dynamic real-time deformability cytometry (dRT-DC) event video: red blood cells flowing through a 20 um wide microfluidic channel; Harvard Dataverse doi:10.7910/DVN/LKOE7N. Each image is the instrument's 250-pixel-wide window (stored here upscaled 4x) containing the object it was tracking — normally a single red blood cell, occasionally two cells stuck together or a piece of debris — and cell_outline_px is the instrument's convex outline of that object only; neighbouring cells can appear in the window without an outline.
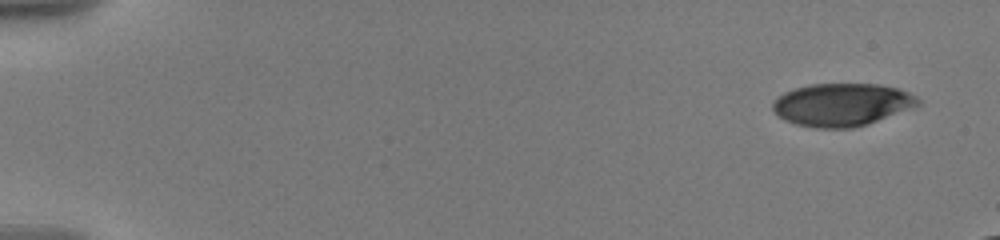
{"species": "human", "species_latin": "Homo sapiens", "temperature_condition": "warm", "stored_images_in_passage": 15, "camera_frame_rate_fps": 3000, "um_per_image_px": 0.085, "donor": {"sex": "male"}, "frame": {"image": 1, "passage_image": 1, "time_ms": 0.0, "image_size_px": [1000, 240], "cell_outline_px": [[920, 104], [868, 124], [852, 128], [816, 128], [796, 124], [784, 120], [772, 108], [772, 100], [784, 92], [808, 84], [876, 84], [896, 88], [908, 92], [916, 96], [920, 100]], "centroid_in_image_um": [71.52, 8.89], "position_along_channel_um": 13.5, "area_um2": 36.01}}
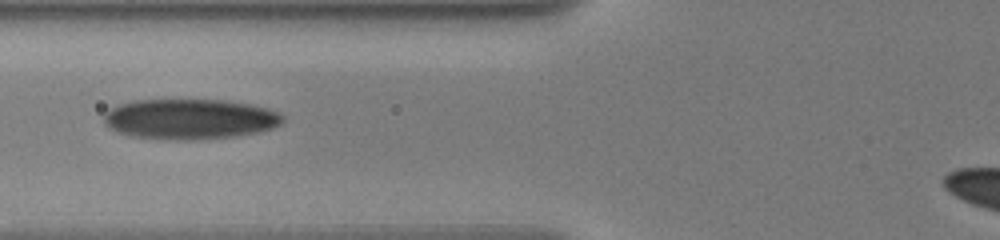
{"frame": {"image": 2, "passage_image": 9, "time_ms": 7.0, "image_size_px": [1000, 240], "cell_outline_px": [[284, 120], [280, 124], [272, 128], [256, 132], [236, 136], [188, 140], [176, 140], [128, 136], [108, 128], [104, 124], [104, 112], [108, 108], [116, 104], [132, 100], [224, 100], [248, 104], [268, 108], [280, 112], [284, 116]], "centroid_in_image_um": [16.08, 10.11], "position_along_channel_um": 109.7, "area_um2": 42.37}}
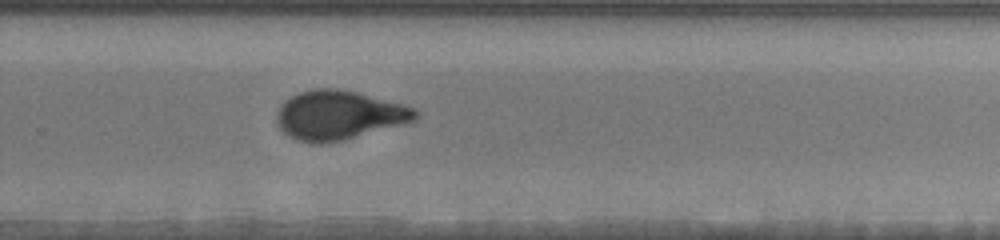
{"frame": {"image": 3, "passage_image": 15, "time_ms": 12.333, "image_size_px": [1000, 240], "cell_outline_px": [[420, 112], [412, 120], [404, 124], [344, 140], [328, 144], [312, 144], [296, 140], [288, 136], [280, 128], [276, 120], [276, 116], [280, 104], [284, 100], [300, 92], [316, 88], [340, 88], [404, 104], [416, 108]], "centroid_in_image_um": [28.78, 9.8], "position_along_channel_um": 301.0, "area_um2": 40.0}}